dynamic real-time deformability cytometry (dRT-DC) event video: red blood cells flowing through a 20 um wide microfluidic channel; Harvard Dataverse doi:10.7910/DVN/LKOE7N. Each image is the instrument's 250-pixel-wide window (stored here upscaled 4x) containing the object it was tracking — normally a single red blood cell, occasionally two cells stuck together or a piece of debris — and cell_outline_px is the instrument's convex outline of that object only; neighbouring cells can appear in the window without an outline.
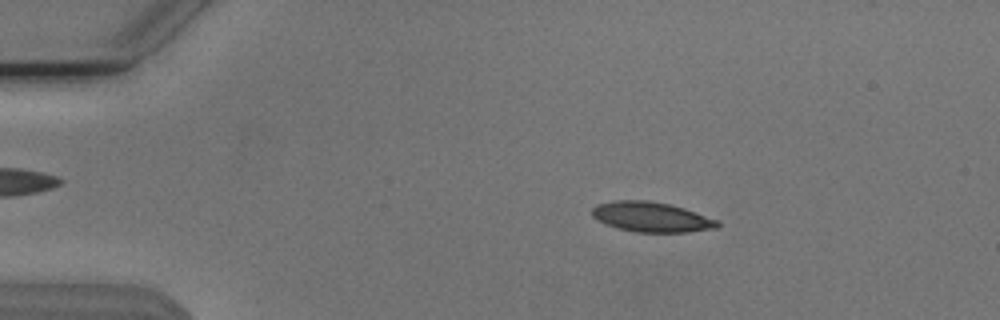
{"species": "Egyptian fruit bat (a non-hibernating species)", "species_latin": "Rousettus aegyptiacus", "temperature_condition": "cold", "stored_images_in_passage": 53, "camera_frame_rate_fps": 3000, "um_per_image_px": 0.085, "animal": {"sex": "male"}, "frame": {"image": 1, "passage_image": 8, "time_ms": 2.333, "image_size_px": [1000, 320], "cell_outline_px": [[720, 224], [716, 228], [688, 232], [636, 232], [604, 224], [592, 216], [592, 208], [596, 204], [612, 200], [648, 200], [668, 204], [684, 208], [716, 220]], "centroid_in_image_um": [55.32, 18.43], "position_along_channel_um": 29.7, "area_um2": 21.79}}
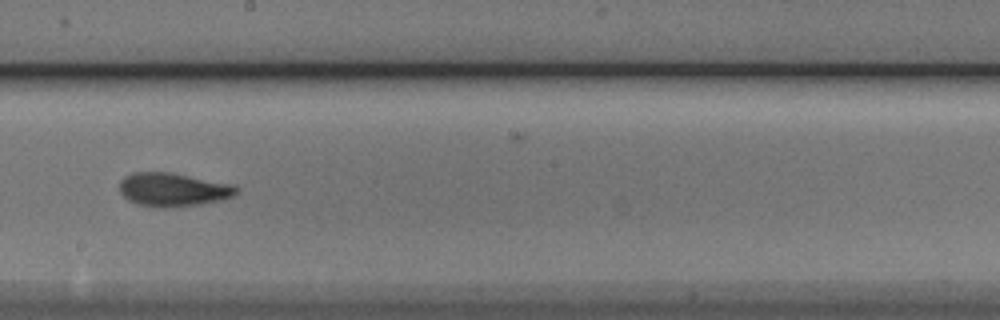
{"frame": {"image": 2, "passage_image": 29, "time_ms": 9.333, "image_size_px": [1000, 320], "cell_outline_px": [[240, 188], [232, 196], [220, 200], [200, 204], [164, 208], [156, 208], [136, 204], [128, 200], [120, 192], [120, 180], [124, 176], [132, 172], [172, 172], [236, 184]], "centroid_in_image_um": [14.71, 16.11], "position_along_channel_um": 233.5, "area_um2": 23.24}}
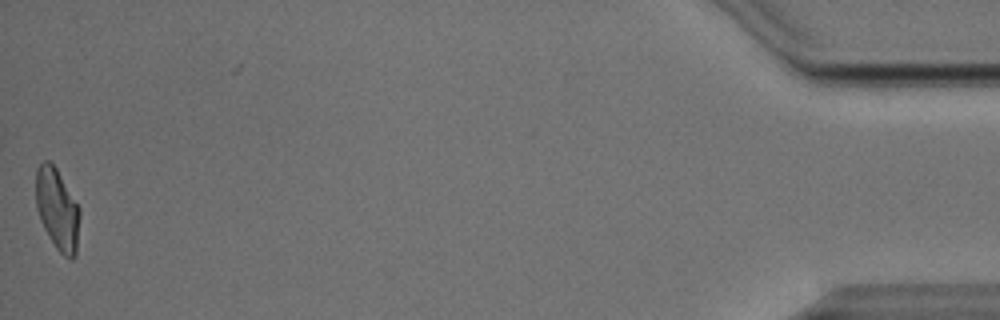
{"frame": {"image": 3, "passage_image": 52, "time_ms": 17.0, "image_size_px": [1000, 320], "cell_outline_px": [[80, 216], [76, 256], [72, 260], [68, 260], [56, 248], [44, 228], [40, 220], [36, 208], [36, 168], [44, 160], [48, 160], [56, 168], [80, 208]], "centroid_in_image_um": [4.88, 17.82], "position_along_channel_um": 430.3, "area_um2": 20.92}, "authors_computed_cell_mechanics": {"area_um2": 21.5016, "velocity_mm_per_s": 3.8032, "shape_relaxation_time_tau1_ms": 4.3921, "shape_relaxation_time_tau2_ms": 2.0027, "deformation_change_tau1": 0.1589, "deformation_change_tau2": 0.0794}}